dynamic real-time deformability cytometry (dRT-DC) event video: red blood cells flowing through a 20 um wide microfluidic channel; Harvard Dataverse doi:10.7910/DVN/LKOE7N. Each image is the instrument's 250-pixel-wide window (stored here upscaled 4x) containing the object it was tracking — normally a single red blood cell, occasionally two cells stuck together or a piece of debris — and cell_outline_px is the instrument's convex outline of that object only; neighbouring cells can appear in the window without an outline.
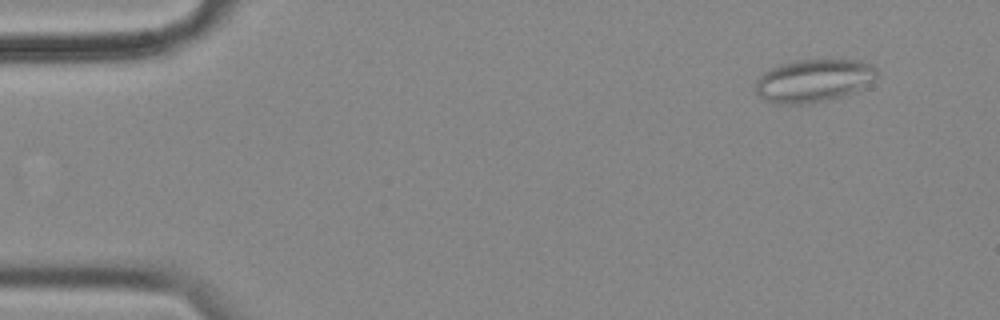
{"species": "common noctule bat (a hibernating species)", "species_latin": "Nyctalus noctula", "temperature_condition": "cold", "stored_images_in_passage": 4, "camera_frame_rate_fps": 3000, "um_per_image_px": 0.085, "animal": {"sex": "female", "body_mass_g": 18.4}, "frame": {"image": 1, "passage_image": 1, "time_ms": 0.0, "image_size_px": [1000, 320], "cell_outline_px": [[876, 80], [852, 92], [840, 96], [824, 100], [800, 104], [776, 104], [760, 96], [752, 88], [756, 80], [764, 72], [776, 64], [796, 60], [828, 56], [856, 60], [868, 64], [876, 68]], "centroid_in_image_um": [69.12, 6.79], "position_along_channel_um": 15.9, "area_um2": 30.98}}
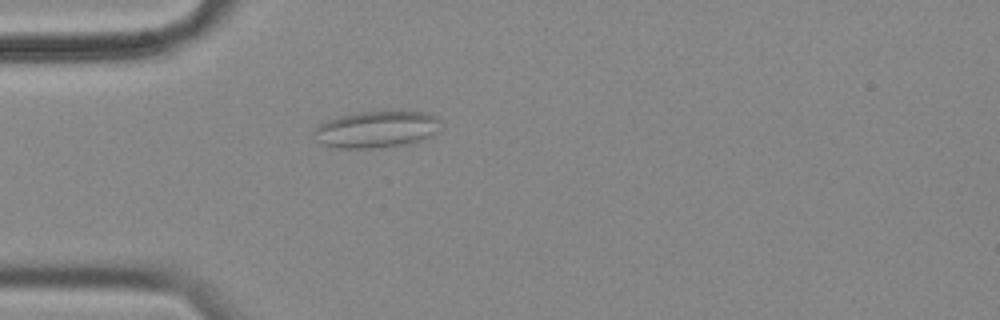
{"frame": {"image": 2, "passage_image": 4, "time_ms": 1.0, "image_size_px": [1000, 320], "cell_outline_px": [[440, 120], [436, 132], [432, 136], [408, 144], [372, 148], [332, 148], [320, 144], [316, 140], [312, 132], [320, 124], [328, 120], [340, 116], [356, 112], [400, 108], [428, 112], [436, 116]], "centroid_in_image_um": [32.02, 10.95], "position_along_channel_um": 53.0, "area_um2": 28.15}}